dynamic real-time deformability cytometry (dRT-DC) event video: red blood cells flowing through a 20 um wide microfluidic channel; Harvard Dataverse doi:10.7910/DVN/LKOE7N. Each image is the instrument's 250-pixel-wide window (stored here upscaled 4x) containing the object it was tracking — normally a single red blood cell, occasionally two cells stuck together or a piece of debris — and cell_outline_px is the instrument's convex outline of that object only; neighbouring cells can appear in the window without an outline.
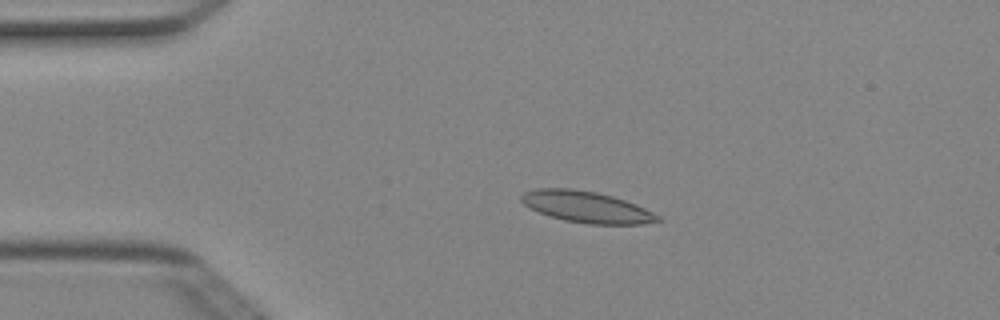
{"species": "Egyptian fruit bat (a non-hibernating species)", "species_latin": "Rousettus aegyptiacus", "temperature_condition": "cold", "stored_images_in_passage": 5, "camera_frame_rate_fps": 3000, "um_per_image_px": 0.085, "animal": {"sex": "female"}, "frame": {"image": 1, "passage_image": 3, "time_ms": 0.667, "image_size_px": [1000, 320], "cell_outline_px": [[664, 220], [644, 224], [588, 224], [564, 220], [540, 212], [524, 204], [520, 200], [520, 196], [524, 192], [536, 188], [572, 188], [596, 192], [612, 196], [636, 204], [660, 216]], "centroid_in_image_um": [49.88, 17.59], "position_along_channel_um": 35.1, "area_um2": 24.8}}
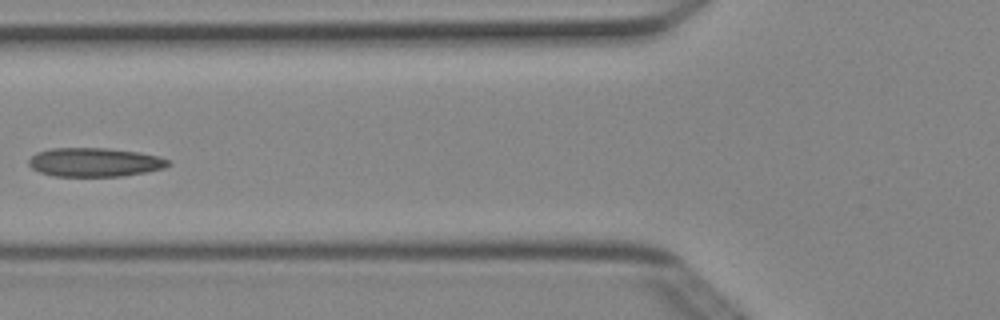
{"frame": {"image": 2, "passage_image": 5, "time_ms": 1.333, "image_size_px": [1000, 320], "cell_outline_px": [[172, 164], [164, 168], [124, 176], [52, 176], [40, 172], [32, 168], [28, 164], [28, 160], [36, 152], [52, 148], [108, 148], [140, 152], [160, 156], [168, 160]], "centroid_in_image_um": [8.05, 13.78], "position_along_channel_um": 117.7, "area_um2": 23.58}}